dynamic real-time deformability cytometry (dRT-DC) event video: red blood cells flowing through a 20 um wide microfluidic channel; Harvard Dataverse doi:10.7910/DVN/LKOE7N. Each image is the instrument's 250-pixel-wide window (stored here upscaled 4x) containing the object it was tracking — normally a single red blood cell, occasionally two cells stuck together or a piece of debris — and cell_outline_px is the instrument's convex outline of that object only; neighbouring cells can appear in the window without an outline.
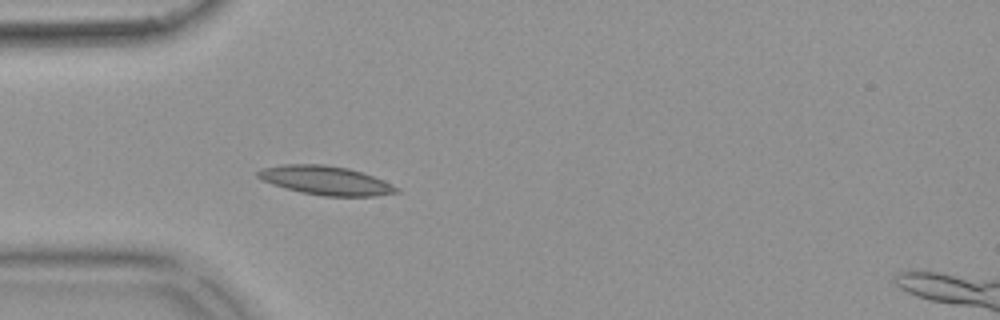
{"species": "common noctule bat (a hibernating species)", "species_latin": "Nyctalus noctula", "temperature_condition": "warm", "stored_images_in_passage": 42, "camera_frame_rate_fps": 3000, "um_per_image_px": 0.085, "animal": {"sex": "female", "body_mass_g": 18.4}, "frame": {"image": 1, "passage_image": 6, "time_ms": 1.667, "image_size_px": [1000, 320], "cell_outline_px": [[400, 192], [376, 196], [324, 196], [300, 192], [284, 188], [260, 180], [256, 176], [256, 172], [260, 168], [284, 164], [324, 164], [348, 168], [384, 180], [400, 188]], "centroid_in_image_um": [27.65, 15.34], "position_along_channel_um": 57.3, "area_um2": 23.52}}
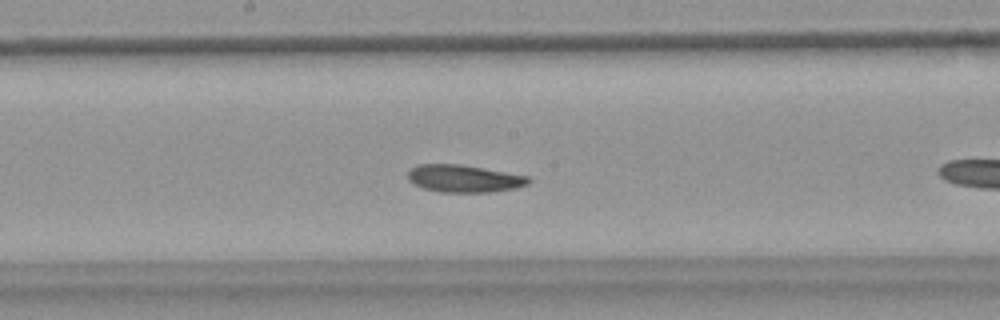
{"frame": {"image": 2, "passage_image": 15, "time_ms": 4.667, "image_size_px": [1000, 320], "cell_outline_px": [[532, 180], [528, 184], [516, 188], [492, 192], [440, 192], [424, 188], [412, 184], [408, 180], [408, 172], [416, 164], [460, 164], [528, 176]], "centroid_in_image_um": [39.43, 15.18], "position_along_channel_um": 208.8, "area_um2": 19.31}}
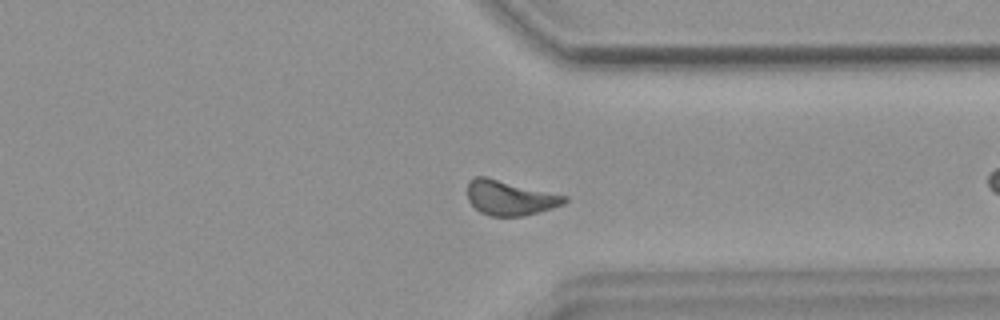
{"frame": {"image": 3, "passage_image": 28, "time_ms": 9.0, "image_size_px": [1000, 320], "cell_outline_px": [[568, 200], [564, 204], [540, 212], [524, 216], [488, 216], [480, 212], [468, 200], [468, 180], [476, 176], [484, 176], [568, 196]], "centroid_in_image_um": [43.35, 16.82], "position_along_channel_um": 368.1, "area_um2": 19.71}, "authors_computed_cell_mechanics": {"area_um2": 19.363, "velocity_mm_per_s": 3.6953, "shape_relaxation_time_tau1_ms": 6.7086, "shape_relaxation_time_tau2_ms": 4.4931, "deformation_change_tau1": 0.1299, "deformation_change_tau2": 0.1192}}